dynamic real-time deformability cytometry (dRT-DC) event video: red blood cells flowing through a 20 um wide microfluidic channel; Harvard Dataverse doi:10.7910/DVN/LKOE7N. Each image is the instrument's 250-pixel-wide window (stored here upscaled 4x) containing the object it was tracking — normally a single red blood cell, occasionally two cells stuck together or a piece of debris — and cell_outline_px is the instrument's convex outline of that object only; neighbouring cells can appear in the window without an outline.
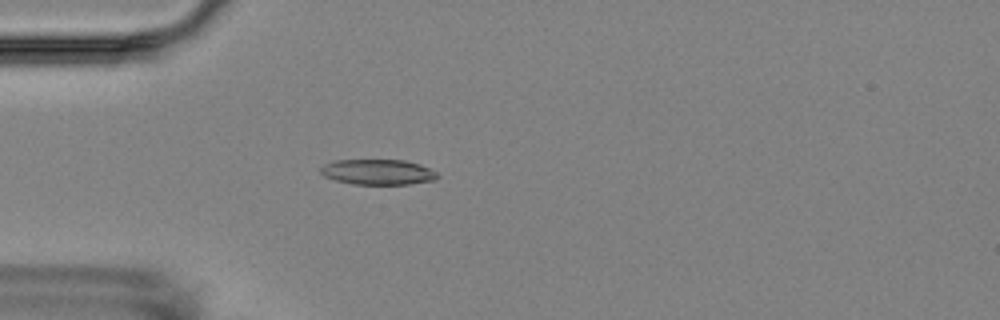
{"species": "Egyptian fruit bat (a non-hibernating species)", "species_latin": "Rousettus aegyptiacus", "temperature_condition": "room temperature", "stored_images_in_passage": 2, "camera_frame_rate_fps": 3000, "um_per_image_px": 0.085, "animal": {"sex": "female"}, "frame": {"image": 1, "passage_image": 2, "time_ms": 1.0, "image_size_px": [1000, 320], "cell_outline_px": [[440, 176], [436, 180], [408, 184], [352, 184], [336, 180], [324, 176], [320, 172], [320, 168], [324, 164], [336, 160], [404, 160], [420, 164], [436, 172]], "centroid_in_image_um": [32.13, 14.62], "position_along_channel_um": 52.9, "area_um2": 17.28}}